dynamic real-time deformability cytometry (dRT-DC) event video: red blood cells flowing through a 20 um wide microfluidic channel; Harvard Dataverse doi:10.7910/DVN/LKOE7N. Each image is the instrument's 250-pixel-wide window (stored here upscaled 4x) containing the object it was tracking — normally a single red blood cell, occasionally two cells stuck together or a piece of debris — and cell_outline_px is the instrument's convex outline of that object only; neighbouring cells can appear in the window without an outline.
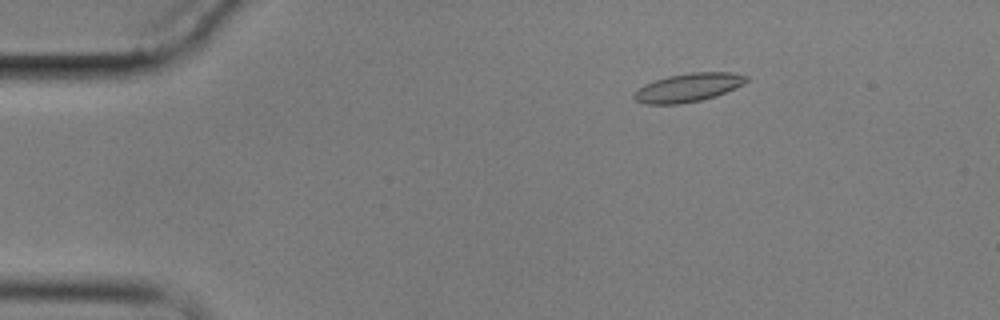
{"species": "common noctule bat (a hibernating species)", "species_latin": "Nyctalus noctula", "temperature_condition": "cold", "stored_images_in_passage": 5, "camera_frame_rate_fps": 3000, "um_per_image_px": 0.085, "animal": {"sex": "male", "body_mass_g": 17.9}, "frame": {"image": 1, "passage_image": 3, "time_ms": 2.333, "image_size_px": [1000, 320], "cell_outline_px": [[748, 80], [716, 96], [700, 100], [680, 104], [648, 104], [636, 100], [632, 96], [644, 84], [668, 76], [692, 72], [732, 72], [748, 76]], "centroid_in_image_um": [58.48, 7.43], "position_along_channel_um": 26.5, "area_um2": 18.26}}
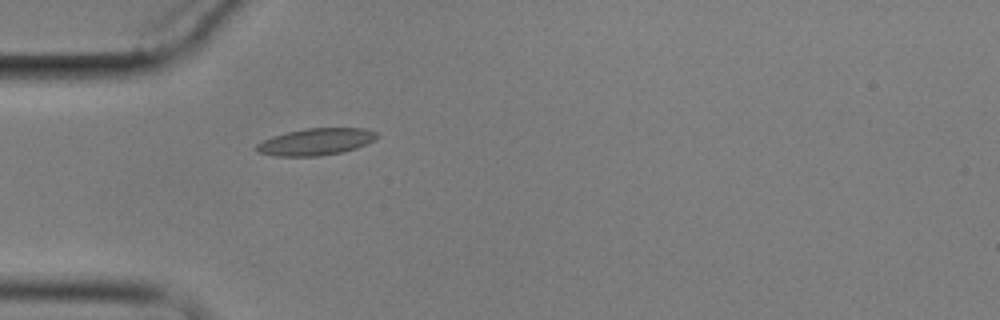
{"frame": {"image": 2, "passage_image": 5, "time_ms": 5.0, "image_size_px": [1000, 320], "cell_outline_px": [[380, 136], [376, 140], [356, 148], [344, 152], [320, 156], [276, 156], [256, 152], [256, 144], [272, 136], [288, 132], [308, 128], [364, 128], [380, 132]], "centroid_in_image_um": [26.91, 12.05], "position_along_channel_um": 58.1, "area_um2": 19.07}}